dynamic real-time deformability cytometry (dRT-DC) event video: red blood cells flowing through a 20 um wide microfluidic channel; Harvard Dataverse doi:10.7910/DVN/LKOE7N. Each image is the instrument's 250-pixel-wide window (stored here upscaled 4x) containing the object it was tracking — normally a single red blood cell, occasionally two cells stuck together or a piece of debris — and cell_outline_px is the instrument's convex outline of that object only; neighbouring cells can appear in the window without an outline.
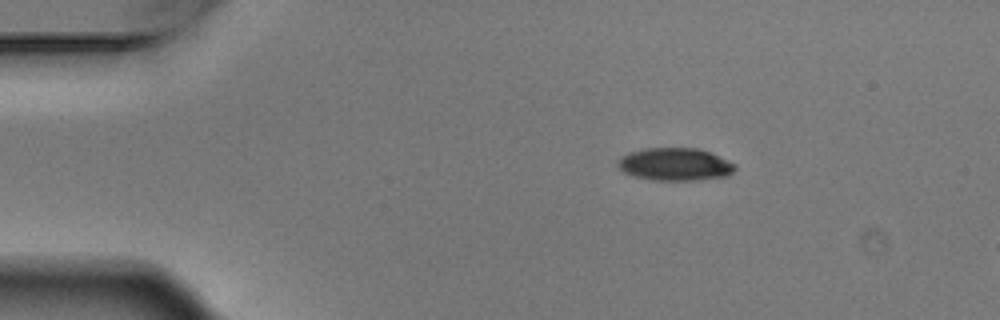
{"species": "Egyptian fruit bat (a non-hibernating species)", "species_latin": "Rousettus aegyptiacus", "temperature_condition": "warm", "stored_images_in_passage": 5, "segment_of_instrument_passage": [1, 2], "camera_frame_rate_fps": 3000, "um_per_image_px": 0.085, "animal": {"sex": "male"}, "frame": {"image": 1, "passage_image": 3, "time_ms": 0.667, "image_size_px": [1000, 320], "cell_outline_px": [[736, 168], [728, 176], [696, 180], [652, 180], [636, 176], [624, 172], [616, 164], [620, 156], [628, 152], [644, 148], [696, 148], [708, 152], [728, 160], [736, 164]], "centroid_in_image_um": [57.36, 13.96], "position_along_channel_um": 27.6, "area_um2": 22.31}}